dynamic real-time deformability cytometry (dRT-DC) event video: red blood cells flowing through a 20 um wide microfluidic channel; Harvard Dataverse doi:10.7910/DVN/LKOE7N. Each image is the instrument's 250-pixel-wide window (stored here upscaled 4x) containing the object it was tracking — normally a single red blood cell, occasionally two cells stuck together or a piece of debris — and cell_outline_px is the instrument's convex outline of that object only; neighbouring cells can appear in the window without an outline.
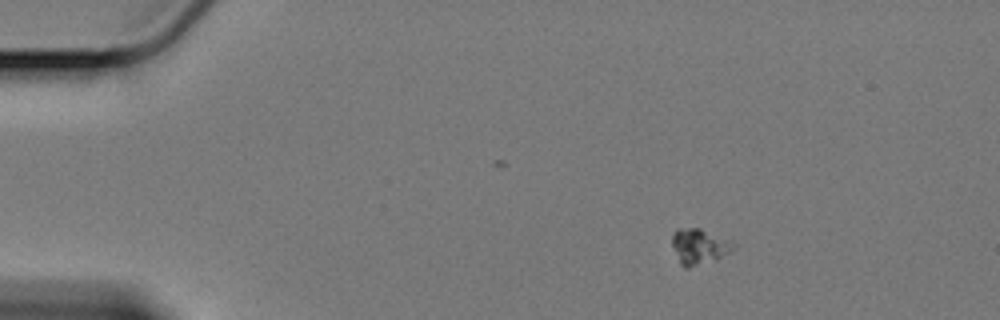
{"species": "Egyptian fruit bat (a non-hibernating species)", "species_latin": "Rousettus aegyptiacus", "temperature_condition": "cold", "stored_images_in_passage": 7, "camera_frame_rate_fps": 3000, "um_per_image_px": 0.085, "animal": {"sex": "female"}, "frame": {"image": 1, "passage_image": 1, "time_ms": 0.0, "image_size_px": [1000, 320], "cell_outline_px": [[736, 248], [720, 256], [688, 268], [684, 268], [680, 264], [672, 244], [672, 236], [676, 228], [700, 228], [728, 240], [736, 244]], "centroid_in_image_um": [59.39, 20.92], "position_along_channel_um": 25.6, "area_um2": 12.25}}